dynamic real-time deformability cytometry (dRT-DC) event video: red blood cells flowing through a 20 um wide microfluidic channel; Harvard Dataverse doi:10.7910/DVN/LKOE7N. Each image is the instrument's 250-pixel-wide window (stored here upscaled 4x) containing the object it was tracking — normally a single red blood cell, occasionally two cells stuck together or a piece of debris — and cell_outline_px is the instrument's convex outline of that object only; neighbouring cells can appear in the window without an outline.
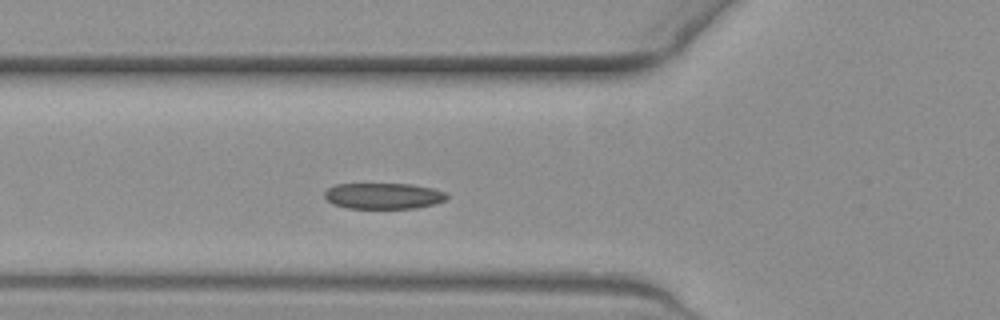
{"species": "common noctule bat (a hibernating species)", "species_latin": "Nyctalus noctula", "temperature_condition": "warm", "stored_images_in_passage": 31, "camera_frame_rate_fps": 3000, "um_per_image_px": 0.085, "animal": {"sex": "female", "body_mass_g": 19.3, "forearm_length_mm": 54.1}, "frame": {"image": 1, "passage_image": 8, "time_ms": 2.333, "image_size_px": [1000, 320], "cell_outline_px": [[448, 196], [444, 200], [436, 204], [416, 208], [348, 208], [332, 204], [324, 196], [324, 192], [328, 188], [336, 184], [412, 184], [432, 188], [444, 192]], "centroid_in_image_um": [32.58, 16.65], "position_along_channel_um": 93.2, "area_um2": 18.5}}
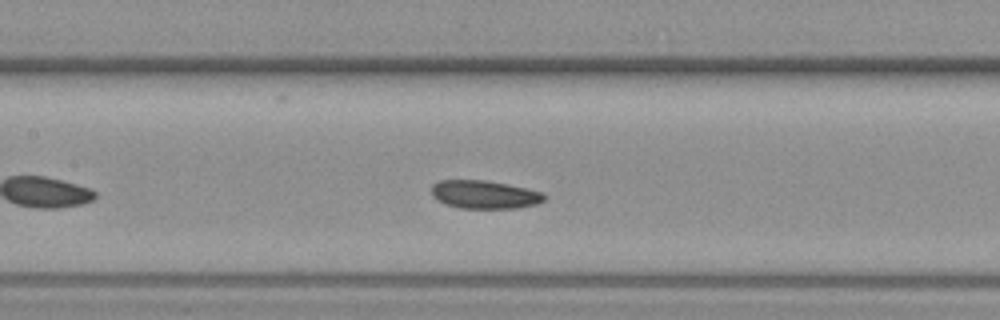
{"frame": {"image": 2, "passage_image": 14, "time_ms": 4.333, "image_size_px": [1000, 320], "cell_outline_px": [[548, 196], [544, 200], [536, 204], [516, 208], [460, 208], [436, 200], [432, 196], [432, 184], [440, 180], [484, 180], [508, 184], [544, 192]], "centroid_in_image_um": [41.2, 16.53], "position_along_channel_um": 166.2, "area_um2": 18.61}}
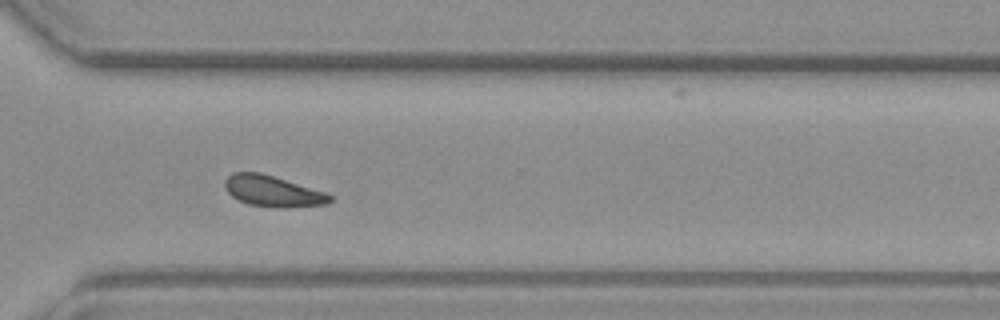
{"frame": {"image": 3, "passage_image": 29, "time_ms": 9.333, "image_size_px": [1000, 320], "cell_outline_px": [[332, 200], [328, 204], [280, 208], [272, 208], [248, 204], [232, 196], [224, 188], [224, 180], [232, 172], [260, 172], [324, 192], [332, 196]], "centroid_in_image_um": [23.14, 16.25], "position_along_channel_um": 347.5, "area_um2": 18.9}, "authors_computed_cell_mechanics": {"area_um2": 18.9006, "velocity_mm_per_s": 3.6293, "shape_relaxation_time_tau1_ms": 5.2379, "shape_relaxation_time_tau2_ms": 2.6749, "deformation_change_tau1": 0.1242, "deformation_change_tau2": 0.0751}}